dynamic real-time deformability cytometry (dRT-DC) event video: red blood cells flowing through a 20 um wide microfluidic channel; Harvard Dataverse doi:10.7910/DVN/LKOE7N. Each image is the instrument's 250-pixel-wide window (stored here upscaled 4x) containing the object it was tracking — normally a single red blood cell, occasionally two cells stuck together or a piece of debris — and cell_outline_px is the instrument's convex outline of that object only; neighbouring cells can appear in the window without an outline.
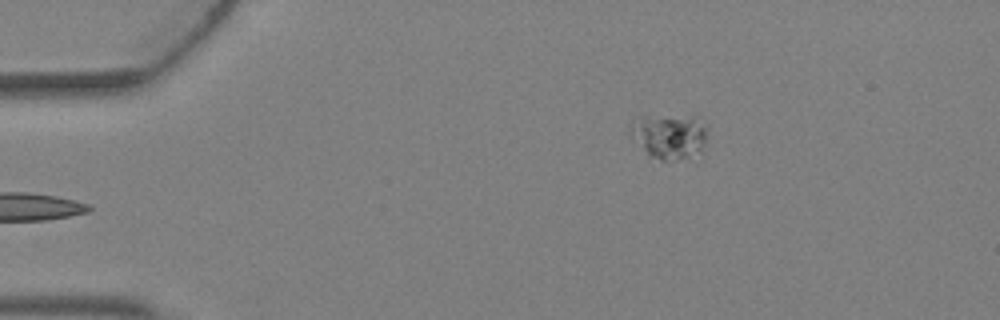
{"species": "Egyptian fruit bat (a non-hibernating species)", "species_latin": "Rousettus aegyptiacus", "temperature_condition": "warm", "stored_images_in_passage": 3, "camera_frame_rate_fps": 3000, "um_per_image_px": 0.085, "animal": {"sex": "female"}, "frame": {"image": 1, "passage_image": 3, "time_ms": 0.667, "image_size_px": [1000, 320], "cell_outline_px": [[708, 128], [704, 144], [700, 148], [688, 156], [664, 160], [660, 160], [648, 156], [628, 132], [628, 124], [636, 116], [700, 116]], "centroid_in_image_um": [56.82, 11.5], "position_along_channel_um": 28.2, "area_um2": 20.23}}